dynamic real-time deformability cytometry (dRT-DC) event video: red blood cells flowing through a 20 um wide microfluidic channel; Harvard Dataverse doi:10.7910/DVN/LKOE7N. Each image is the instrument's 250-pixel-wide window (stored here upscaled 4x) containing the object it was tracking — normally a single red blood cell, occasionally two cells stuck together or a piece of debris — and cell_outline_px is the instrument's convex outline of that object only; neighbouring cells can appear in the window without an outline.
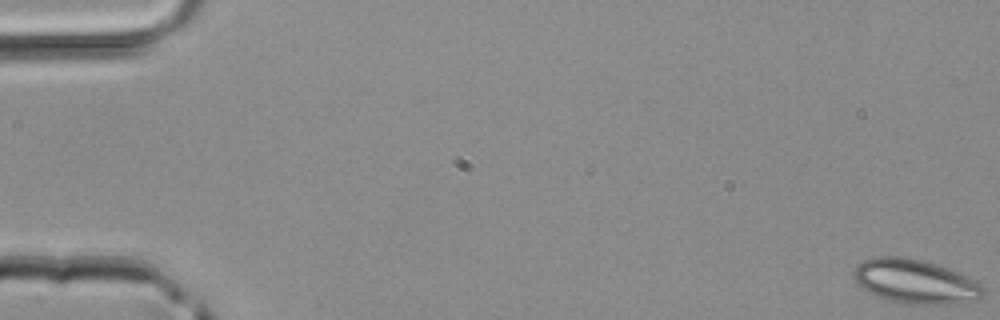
{"species": "common noctule bat (a hibernating species)", "species_latin": "Nyctalus noctula", "temperature_condition": "room temperature", "stored_images_in_passage": 46, "camera_frame_rate_fps": 3000, "um_per_image_px": 0.085, "animal": {"sex": "male", "body_mass_g": 20.4}, "frame": {"image": 1, "passage_image": 1, "time_ms": 0.0, "image_size_px": [1000, 320], "cell_outline_px": [[984, 292], [976, 300], [956, 304], [904, 304], [880, 296], [864, 288], [856, 280], [852, 272], [864, 260], [872, 256], [908, 256], [924, 260], [948, 268], [968, 276], [980, 284], [984, 288]], "centroid_in_image_um": [77.84, 23.91], "position_along_channel_um": 7.2, "area_um2": 33.12}}
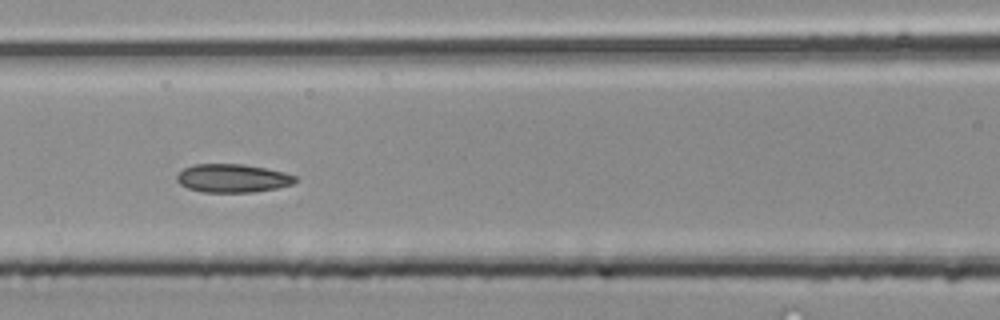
{"frame": {"image": 2, "passage_image": 21, "time_ms": 6.667, "image_size_px": [1000, 320], "cell_outline_px": [[296, 180], [292, 184], [276, 188], [252, 192], [204, 192], [188, 188], [180, 184], [176, 180], [176, 176], [184, 168], [192, 164], [244, 164], [284, 172], [296, 176]], "centroid_in_image_um": [19.74, 15.14], "position_along_channel_um": 146.9, "area_um2": 19.48}}
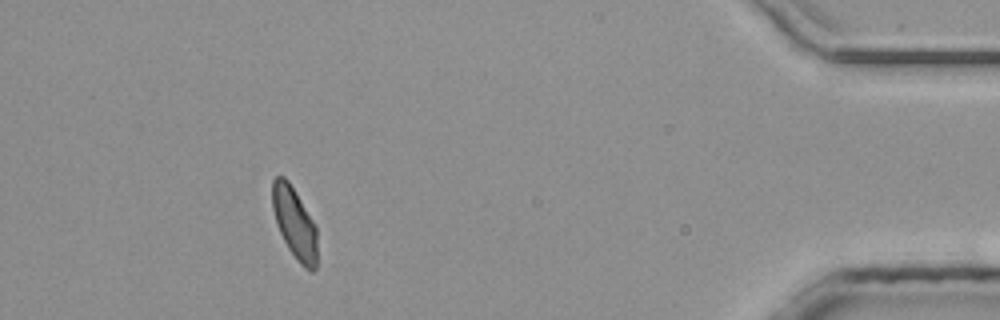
{"frame": {"image": 3, "passage_image": 42, "time_ms": 13.667, "image_size_px": [1000, 320], "cell_outline_px": [[316, 268], [312, 272], [308, 272], [296, 260], [288, 248], [276, 224], [272, 208], [272, 180], [276, 176], [284, 176], [288, 180], [312, 220], [316, 228]], "centroid_in_image_um": [25.01, 18.98], "position_along_channel_um": 410.2, "area_um2": 18.5}}